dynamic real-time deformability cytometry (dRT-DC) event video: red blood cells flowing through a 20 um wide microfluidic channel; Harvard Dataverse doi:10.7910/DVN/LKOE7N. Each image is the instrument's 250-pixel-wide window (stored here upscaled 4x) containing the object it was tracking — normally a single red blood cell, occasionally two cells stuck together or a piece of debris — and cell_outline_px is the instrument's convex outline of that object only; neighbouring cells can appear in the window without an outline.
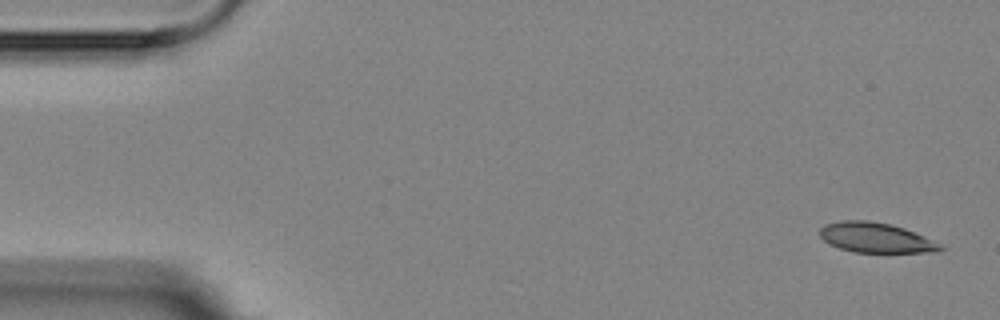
{"species": "Egyptian fruit bat (a non-hibernating species)", "species_latin": "Rousettus aegyptiacus", "temperature_condition": "room temperature", "stored_images_in_passage": 5, "camera_frame_rate_fps": 3000, "um_per_image_px": 0.085, "animal": {"sex": "female"}, "frame": {"image": 1, "passage_image": 1, "time_ms": 0.0, "image_size_px": [1000, 320], "cell_outline_px": [[948, 248], [940, 252], [852, 252], [840, 248], [824, 240], [820, 236], [820, 228], [824, 224], [840, 220], [868, 220], [892, 224], [904, 228], [924, 236]], "centroid_in_image_um": [74.47, 20.2], "position_along_channel_um": 10.5, "area_um2": 21.15}}
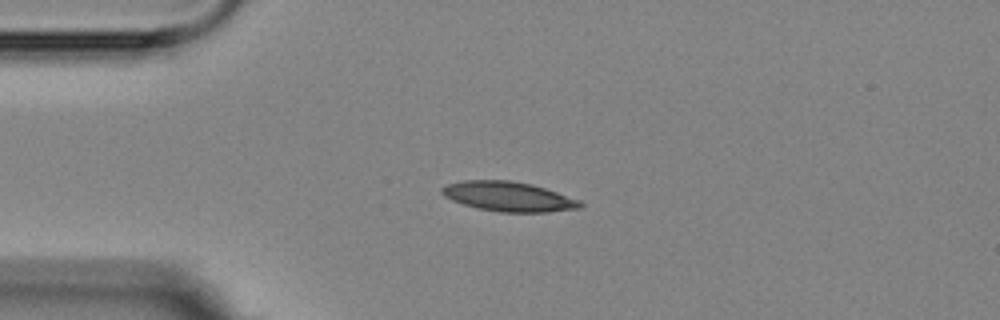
{"frame": {"image": 2, "passage_image": 4, "time_ms": 3.667, "image_size_px": [1000, 320], "cell_outline_px": [[584, 204], [580, 208], [548, 212], [500, 212], [480, 208], [464, 204], [452, 200], [444, 196], [440, 192], [440, 188], [448, 184], [464, 180], [512, 180], [532, 184], [580, 200]], "centroid_in_image_um": [43.22, 16.7], "position_along_channel_um": 41.8, "area_um2": 23.81}}